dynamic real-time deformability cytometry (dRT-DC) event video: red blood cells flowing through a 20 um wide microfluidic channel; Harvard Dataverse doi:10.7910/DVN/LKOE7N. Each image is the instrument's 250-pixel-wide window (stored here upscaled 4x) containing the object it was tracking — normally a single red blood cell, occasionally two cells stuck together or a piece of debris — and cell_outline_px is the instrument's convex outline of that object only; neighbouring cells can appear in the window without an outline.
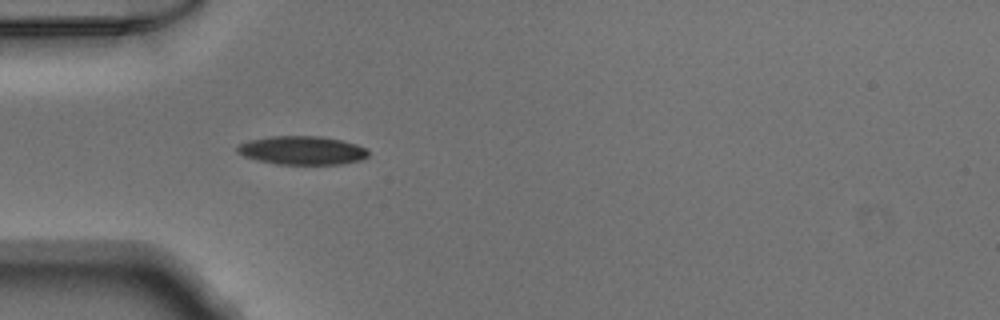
{"species": "Egyptian fruit bat (a non-hibernating species)", "species_latin": "Rousettus aegyptiacus", "temperature_condition": "warm", "stored_images_in_passage": 36, "camera_frame_rate_fps": 3000, "um_per_image_px": 0.085, "animal": {"sex": "male"}, "frame": {"image": 1, "passage_image": 1, "time_ms": 0.0, "image_size_px": [1000, 320], "cell_outline_px": [[368, 156], [360, 160], [340, 164], [276, 164], [256, 160], [244, 156], [236, 152], [236, 144], [248, 140], [268, 136], [320, 136], [340, 140], [356, 144], [368, 148]], "centroid_in_image_um": [25.63, 12.77], "position_along_channel_um": 59.4, "area_um2": 22.02}}
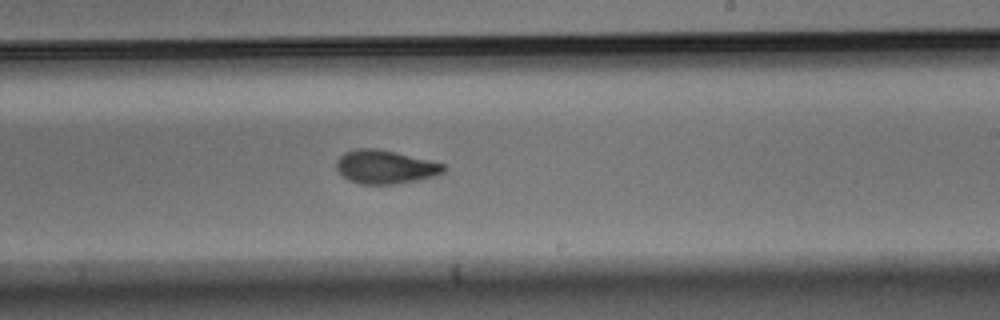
{"frame": {"image": 2, "passage_image": 16, "time_ms": 5.0, "image_size_px": [1000, 320], "cell_outline_px": [[448, 168], [444, 172], [436, 176], [396, 184], [360, 184], [348, 180], [336, 168], [336, 160], [344, 152], [356, 148], [376, 148], [428, 160], [444, 164]], "centroid_in_image_um": [32.74, 14.19], "position_along_channel_um": 256.3, "area_um2": 20.92}}
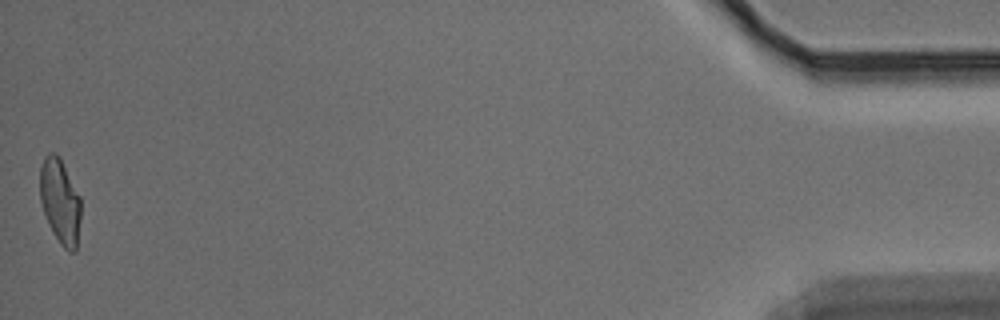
{"frame": {"image": 3, "passage_image": 36, "time_ms": 11.667, "image_size_px": [1000, 320], "cell_outline_px": [[80, 220], [76, 252], [68, 252], [60, 244], [52, 232], [48, 224], [40, 200], [40, 168], [44, 156], [48, 152], [56, 152], [60, 156], [80, 196]], "centroid_in_image_um": [5.11, 17.1], "position_along_channel_um": 430.1, "area_um2": 20.52}}